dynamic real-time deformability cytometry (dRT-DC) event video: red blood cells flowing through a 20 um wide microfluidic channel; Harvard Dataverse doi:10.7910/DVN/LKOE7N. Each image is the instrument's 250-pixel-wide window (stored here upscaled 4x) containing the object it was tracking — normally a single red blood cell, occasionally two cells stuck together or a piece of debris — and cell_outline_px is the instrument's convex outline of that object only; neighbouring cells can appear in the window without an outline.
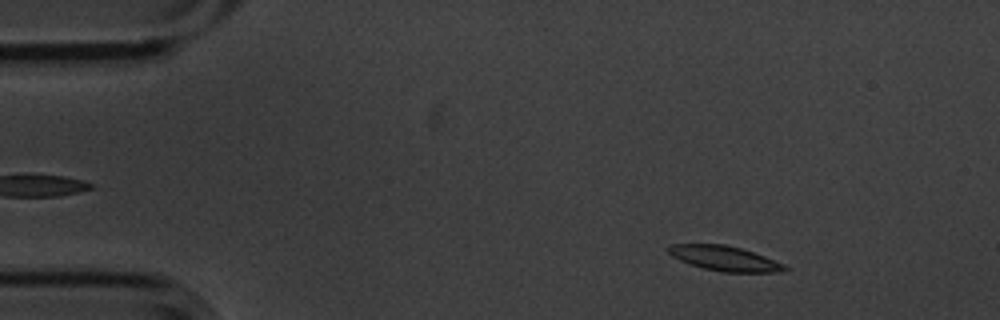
{"species": "common noctule bat (a hibernating species)", "species_latin": "Nyctalus noctula", "temperature_condition": "cold", "stored_images_in_passage": 55, "camera_frame_rate_fps": 3000, "um_per_image_px": 0.085, "animal": {"sex": "male", "body_mass_g": 20.1, "forearm_length_mm": 53.5}, "frame": {"image": 1, "passage_image": 7, "time_ms": 2.0, "image_size_px": [1000, 320], "cell_outline_px": [[792, 268], [776, 272], [724, 272], [704, 268], [680, 260], [672, 256], [668, 252], [668, 244], [724, 244], [740, 248], [764, 256], [784, 264]], "centroid_in_image_um": [61.6, 21.96], "position_along_channel_um": 23.4, "area_um2": 16.65}}
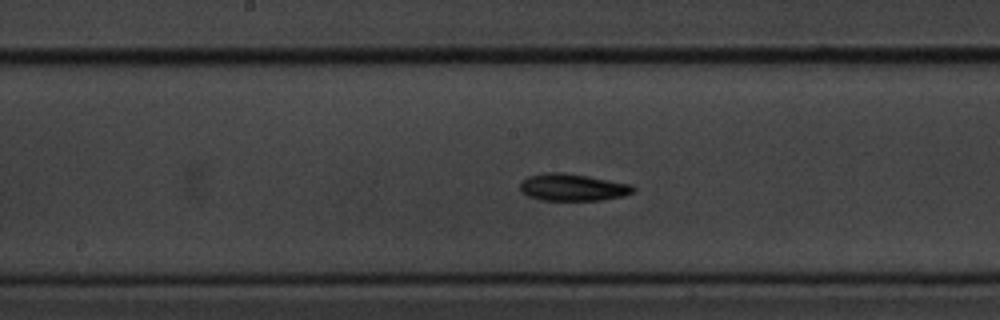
{"frame": {"image": 2, "passage_image": 28, "time_ms": 9.0, "image_size_px": [1000, 320], "cell_outline_px": [[636, 188], [632, 192], [624, 196], [600, 200], [540, 200], [528, 196], [520, 192], [520, 184], [528, 176], [548, 172], [564, 172], [588, 176], [632, 184]], "centroid_in_image_um": [48.67, 15.92], "position_along_channel_um": 199.5, "area_um2": 17.92}}
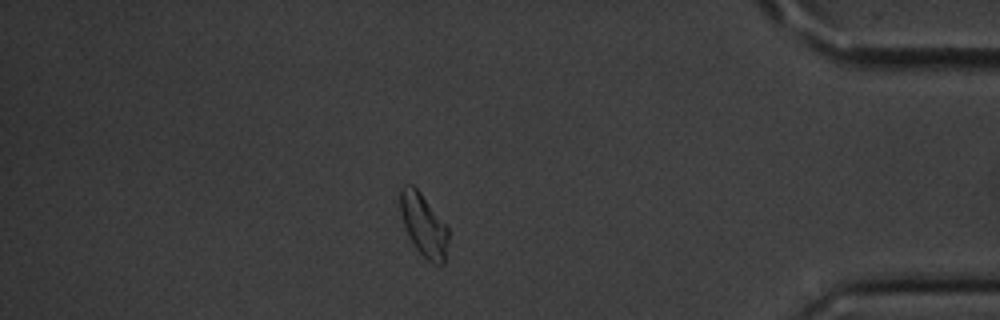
{"frame": {"image": 3, "passage_image": 48, "time_ms": 15.667, "image_size_px": [1000, 320], "cell_outline_px": [[448, 240], [444, 264], [436, 264], [428, 260], [416, 248], [404, 224], [400, 208], [400, 188], [404, 184], [412, 184], [420, 192], [448, 228]], "centroid_in_image_um": [36.01, 19.11], "position_along_channel_um": 399.2, "area_um2": 17.05}, "authors_computed_cell_mechanics": {"area_um2": 17.5134, "velocity_mm_per_s": 3.542, "shape_relaxation_time_tau1_ms": 2.1479, "shape_relaxation_time_tau2_ms": 10.4388, "deformation_change_tau1": 0.1224, "deformation_change_tau2": 0.1703}}